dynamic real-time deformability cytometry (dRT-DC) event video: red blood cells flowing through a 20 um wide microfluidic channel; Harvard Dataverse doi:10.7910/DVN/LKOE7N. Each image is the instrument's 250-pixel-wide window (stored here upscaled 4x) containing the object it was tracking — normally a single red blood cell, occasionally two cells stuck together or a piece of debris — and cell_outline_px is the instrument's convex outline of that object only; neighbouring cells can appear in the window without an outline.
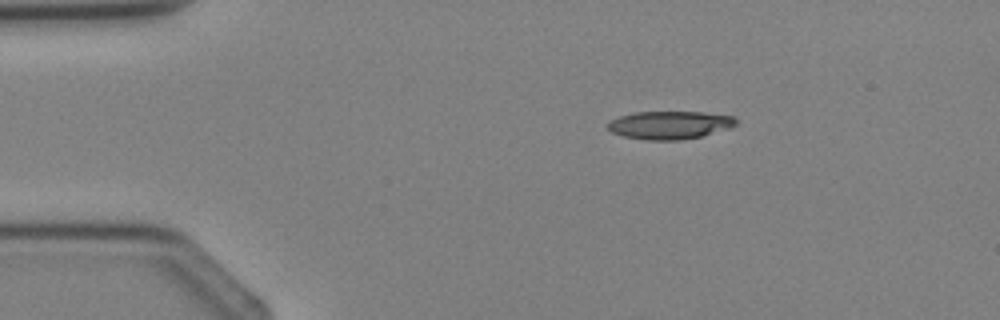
{"species": "Egyptian fruit bat (a non-hibernating species)", "species_latin": "Rousettus aegyptiacus", "temperature_condition": "cold", "stored_images_in_passage": 1, "camera_frame_rate_fps": 3000, "um_per_image_px": 0.085, "animal": {"sex": "female"}, "frame": {"image": 1, "passage_image": 1, "time_ms": 0.0, "image_size_px": [1000, 320], "cell_outline_px": [[736, 124], [732, 128], [700, 136], [676, 140], [648, 140], [624, 136], [612, 132], [608, 128], [608, 120], [632, 112], [704, 112], [732, 116], [736, 120]], "centroid_in_image_um": [56.91, 10.62], "position_along_channel_um": 28.1, "area_um2": 20.87}}